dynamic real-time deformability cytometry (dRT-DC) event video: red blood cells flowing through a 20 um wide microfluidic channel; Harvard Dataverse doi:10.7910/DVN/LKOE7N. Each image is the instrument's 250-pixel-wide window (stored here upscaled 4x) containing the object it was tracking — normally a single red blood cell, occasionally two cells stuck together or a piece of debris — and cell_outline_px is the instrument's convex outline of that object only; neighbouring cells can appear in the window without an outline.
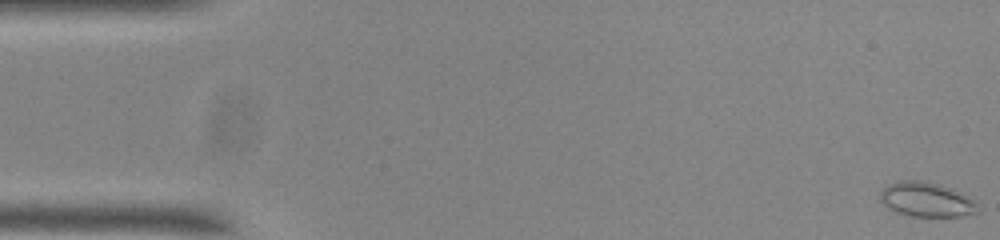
{"species": "common noctule bat (a hibernating species)", "species_latin": "Nyctalus noctula", "temperature_condition": "room temperature", "stored_images_in_passage": 55, "camera_frame_rate_fps": 3000, "um_per_image_px": 0.085, "animal": {"sex": "male", "body_mass_g": 20.0, "forearm_length_mm": 53.3}, "frame": {"image": 1, "passage_image": 1, "time_ms": 0.0, "image_size_px": [1000, 240], "cell_outline_px": [[980, 212], [960, 216], [912, 216], [896, 212], [888, 208], [880, 200], [880, 192], [888, 184], [896, 180], [924, 180], [940, 184], [952, 188], [968, 196], [976, 204]], "centroid_in_image_um": [78.73, 16.94], "position_along_channel_um": 6.3, "area_um2": 19.77}}
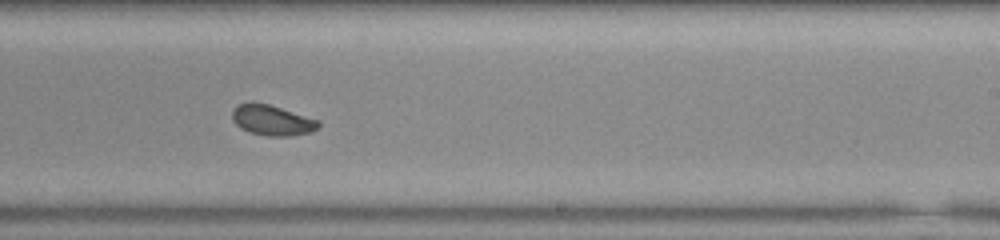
{"frame": {"image": 2, "passage_image": 33, "time_ms": 10.667, "image_size_px": [1000, 240], "cell_outline_px": [[320, 128], [312, 132], [292, 136], [268, 136], [248, 132], [240, 128], [232, 120], [232, 108], [236, 104], [248, 100], [252, 100], [268, 104], [320, 120]], "centroid_in_image_um": [23.1, 10.2], "position_along_channel_um": 265.9, "area_um2": 15.84}}
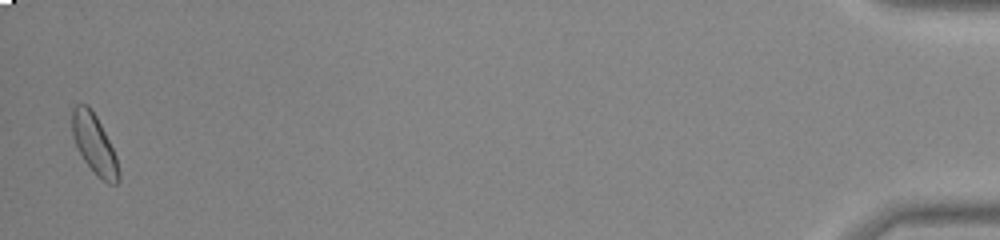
{"frame": {"image": 3, "passage_image": 54, "time_ms": 17.667, "image_size_px": [1000, 240], "cell_outline_px": [[120, 180], [116, 184], [108, 184], [96, 176], [84, 160], [72, 136], [72, 108], [76, 104], [88, 104], [96, 116], [116, 156], [120, 172]], "centroid_in_image_um": [8.02, 12.28], "position_along_channel_um": 427.2, "area_um2": 16.07}, "authors_computed_cell_mechanics": {"area_um2": 15.7216, "velocity_mm_per_s": 3.7155, "shape_relaxation_time_tau1_ms": 5.1408, "shape_relaxation_time_tau2_ms": 4.5266, "deformation_change_tau1": 0.0799, "deformation_change_tau2": 0.0534}}